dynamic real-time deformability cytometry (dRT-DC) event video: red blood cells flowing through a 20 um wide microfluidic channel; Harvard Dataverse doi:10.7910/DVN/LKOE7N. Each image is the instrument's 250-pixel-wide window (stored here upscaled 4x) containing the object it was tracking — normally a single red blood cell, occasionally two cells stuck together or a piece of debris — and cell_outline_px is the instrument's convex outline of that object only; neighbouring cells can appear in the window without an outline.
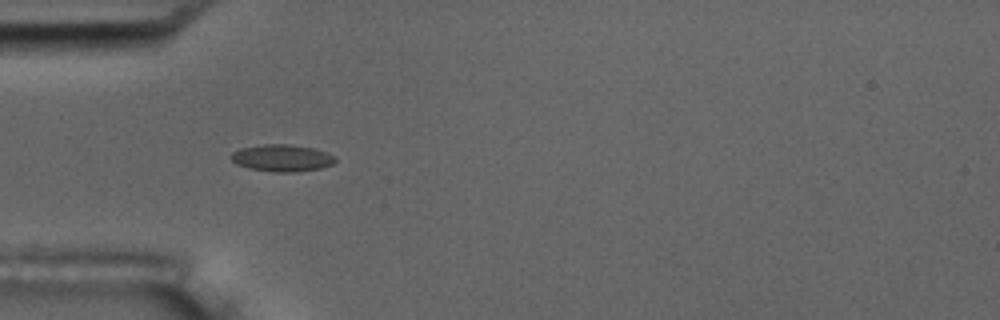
{"species": "common noctule bat (a hibernating species)", "species_latin": "Nyctalus noctula", "temperature_condition": "room temperature", "stored_images_in_passage": 1, "camera_frame_rate_fps": 3000, "um_per_image_px": 0.085, "animal": {"sex": "male", "body_mass_g": 17.5, "forearm_length_mm": 52.3}, "frame": {"image": 1, "passage_image": 1, "time_ms": 0.0, "image_size_px": [1000, 320], "cell_outline_px": [[336, 160], [332, 164], [320, 168], [296, 172], [276, 172], [248, 168], [236, 164], [232, 160], [232, 152], [240, 148], [264, 144], [288, 144], [312, 148], [336, 156]], "centroid_in_image_um": [23.96, 13.43], "position_along_channel_um": 61.0, "area_um2": 16.24}}